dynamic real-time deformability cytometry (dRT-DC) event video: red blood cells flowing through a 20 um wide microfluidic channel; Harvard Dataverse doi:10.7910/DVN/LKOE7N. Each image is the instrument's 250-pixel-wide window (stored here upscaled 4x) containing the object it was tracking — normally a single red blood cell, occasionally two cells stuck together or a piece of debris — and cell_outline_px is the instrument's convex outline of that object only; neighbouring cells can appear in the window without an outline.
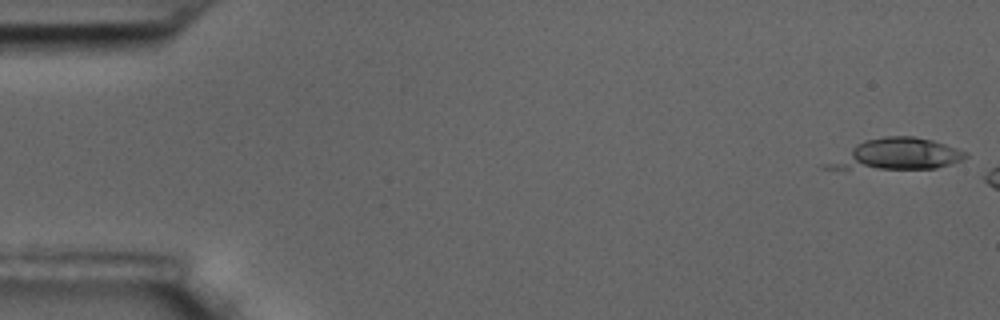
{"species": "common noctule bat (a hibernating species)", "species_latin": "Nyctalus noctula", "temperature_condition": "room temperature", "stored_images_in_passage": 3, "camera_frame_rate_fps": 3000, "um_per_image_px": 0.085, "animal": {"sex": "male", "body_mass_g": 17.5, "forearm_length_mm": 52.3}, "frame": {"image": 1, "passage_image": 1, "time_ms": 0.0, "image_size_px": [1000, 320], "cell_outline_px": [[968, 156], [964, 160], [952, 164], [936, 168], [820, 168], [820, 164], [856, 144], [864, 140], [884, 136], [912, 136], [932, 140], [968, 152]], "centroid_in_image_um": [76.21, 13.11], "position_along_channel_um": 8.8, "area_um2": 24.97}}